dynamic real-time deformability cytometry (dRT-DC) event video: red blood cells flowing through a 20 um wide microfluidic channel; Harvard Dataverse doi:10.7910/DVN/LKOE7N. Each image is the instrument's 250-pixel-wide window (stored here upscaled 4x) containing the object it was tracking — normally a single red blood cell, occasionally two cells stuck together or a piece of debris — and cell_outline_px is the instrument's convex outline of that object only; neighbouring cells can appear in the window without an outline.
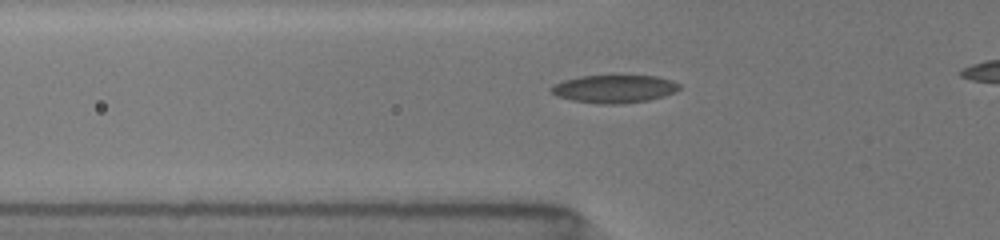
{"species": "common noctule bat (a hibernating species)", "species_latin": "Nyctalus noctula", "temperature_condition": "room temperature", "stored_images_in_passage": 30, "camera_frame_rate_fps": 3000, "um_per_image_px": 0.085, "animal": {"sex": "female", "body_mass_g": 19.5, "forearm_length_mm": 54.1}, "frame": {"image": 1, "passage_image": 2, "time_ms": 0.333, "image_size_px": [1000, 240], "cell_outline_px": [[680, 88], [664, 96], [648, 100], [620, 104], [600, 104], [572, 100], [556, 96], [548, 88], [564, 80], [580, 76], [656, 76], [672, 80], [680, 84]], "centroid_in_image_um": [52.2, 7.56], "position_along_channel_um": 73.6, "area_um2": 20.69}}
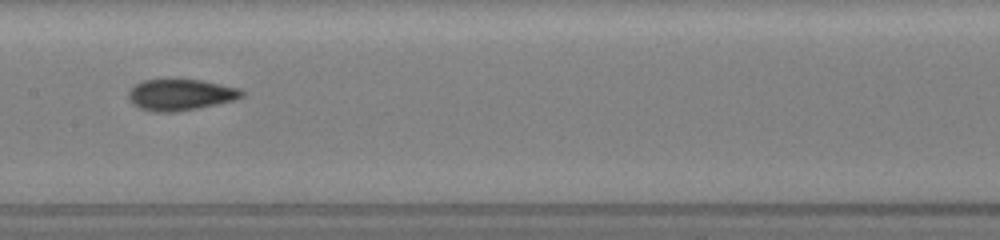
{"frame": {"image": 2, "passage_image": 11, "time_ms": 3.333, "image_size_px": [1000, 240], "cell_outline_px": [[244, 96], [232, 100], [216, 104], [196, 108], [172, 112], [156, 112], [140, 108], [132, 104], [128, 96], [128, 92], [140, 80], [168, 76], [176, 76], [204, 80], [240, 88], [244, 92]], "centroid_in_image_um": [15.31, 7.98], "position_along_channel_um": 192.1, "area_um2": 21.5}}
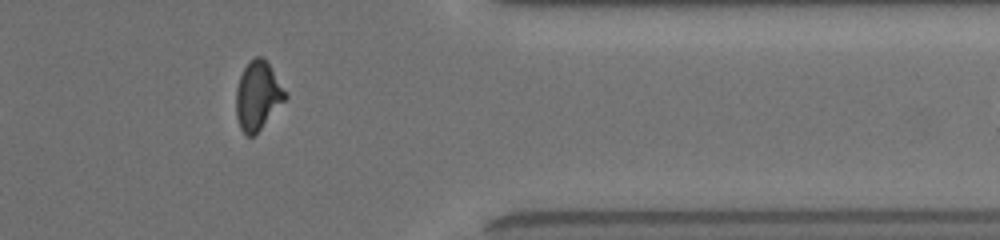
{"frame": {"image": 3, "passage_image": 27, "time_ms": 8.667, "image_size_px": [1000, 240], "cell_outline_px": [[288, 96], [260, 128], [252, 136], [248, 136], [240, 128], [236, 116], [236, 88], [240, 76], [248, 60], [256, 56], [260, 56], [268, 64], [288, 92]], "centroid_in_image_um": [21.9, 8.1], "position_along_channel_um": 389.5, "area_um2": 19.36}}